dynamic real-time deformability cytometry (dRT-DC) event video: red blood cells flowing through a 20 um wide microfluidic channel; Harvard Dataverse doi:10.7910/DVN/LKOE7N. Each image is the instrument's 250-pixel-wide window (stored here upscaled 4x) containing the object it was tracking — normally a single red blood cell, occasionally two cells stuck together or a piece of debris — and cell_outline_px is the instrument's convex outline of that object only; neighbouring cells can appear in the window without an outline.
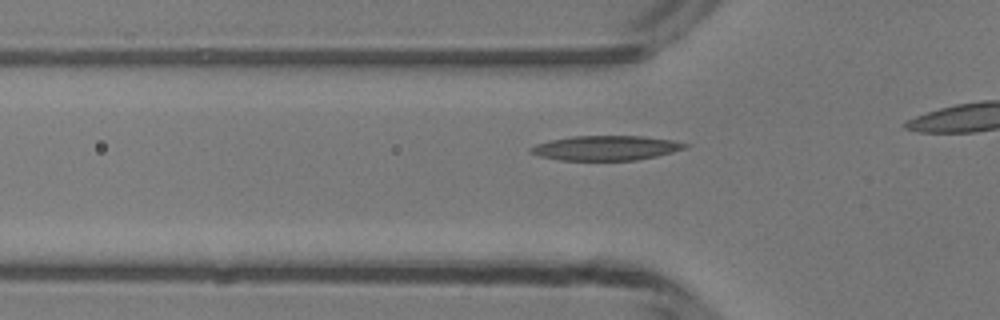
{"species": "common noctule bat (a hibernating species)", "species_latin": "Nyctalus noctula", "temperature_condition": "room temperature", "stored_images_in_passage": 12, "camera_frame_rate_fps": 3000, "um_per_image_px": 0.085, "animal": {"sex": "male", "body_mass_g": 13.3}, "frame": {"image": 1, "passage_image": 7, "time_ms": 2.0, "image_size_px": [1000, 320], "cell_outline_px": [[688, 148], [656, 156], [636, 160], [560, 160], [540, 156], [528, 152], [528, 148], [536, 144], [552, 140], [572, 136], [644, 136], [672, 140], [688, 144]], "centroid_in_image_um": [51.5, 12.58], "position_along_channel_um": 74.3, "area_um2": 22.14}}
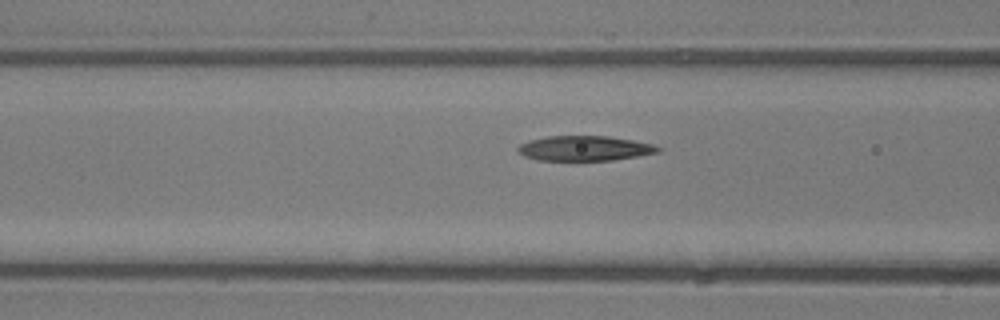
{"frame": {"image": 2, "passage_image": 10, "time_ms": 3.0, "image_size_px": [1000, 320], "cell_outline_px": [[660, 152], [612, 160], [536, 160], [524, 156], [516, 148], [520, 144], [528, 140], [548, 136], [608, 136], [632, 140], [652, 144], [660, 148]], "centroid_in_image_um": [49.66, 12.6], "position_along_channel_um": 116.9, "area_um2": 20.23}}